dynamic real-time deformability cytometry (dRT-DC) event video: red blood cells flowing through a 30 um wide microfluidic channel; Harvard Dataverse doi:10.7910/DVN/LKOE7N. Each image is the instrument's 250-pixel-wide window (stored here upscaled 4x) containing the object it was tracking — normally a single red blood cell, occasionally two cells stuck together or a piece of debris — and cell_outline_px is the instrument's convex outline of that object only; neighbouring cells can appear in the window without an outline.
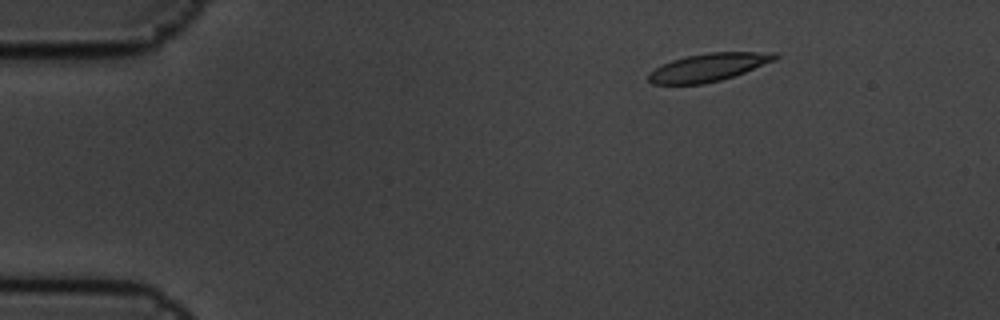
{"species": "common noctule bat (a hibernating species)", "species_latin": "Nyctalus noctula", "temperature_condition": "cold", "stored_images_in_passage": 7, "camera_frame_rate_fps": 3000, "um_per_image_px": 0.085, "animal": {"sex": "male", "body_mass_g": 19.5, "forearm_length_mm": 54.6}, "frame": {"image": 1, "passage_image": 3, "time_ms": 0.667, "image_size_px": [1000, 320], "cell_outline_px": [[780, 56], [776, 60], [744, 72], [720, 80], [704, 84], [652, 84], [648, 80], [648, 72], [672, 60], [688, 56], [708, 52], [780, 52]], "centroid_in_image_um": [60.25, 5.71], "position_along_channel_um": 24.7, "area_um2": 20.52}}
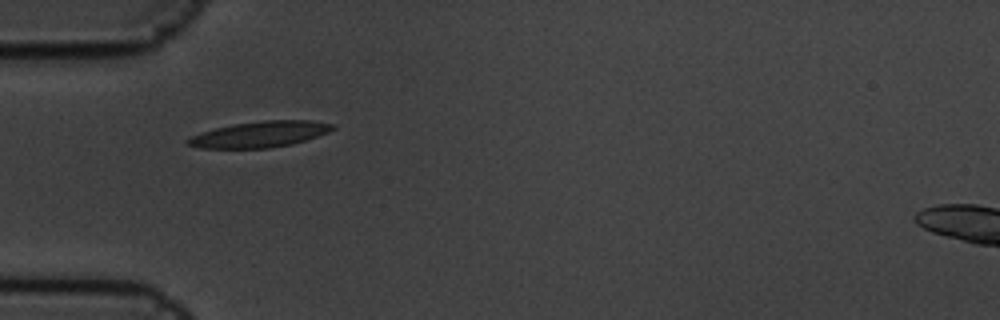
{"frame": {"image": 2, "passage_image": 6, "time_ms": 1.667, "image_size_px": [1000, 320], "cell_outline_px": [[336, 128], [328, 132], [292, 144], [268, 148], [200, 148], [188, 144], [184, 140], [200, 132], [232, 124], [264, 120], [312, 120], [336, 124]], "centroid_in_image_um": [22.1, 11.4], "position_along_channel_um": 62.9, "area_um2": 21.91}}
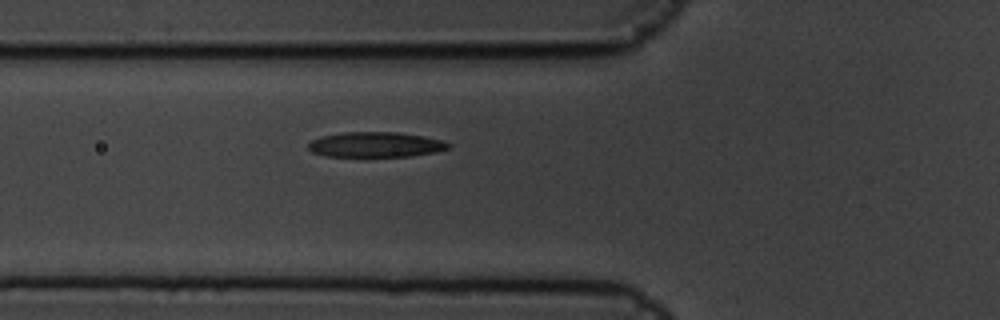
{"frame": {"image": 3, "passage_image": 7, "time_ms": 2.0, "image_size_px": [1000, 320], "cell_outline_px": [[452, 144], [448, 148], [436, 152], [412, 156], [324, 156], [312, 152], [308, 148], [308, 144], [312, 140], [320, 136], [344, 132], [396, 132], [424, 136], [444, 140]], "centroid_in_image_um": [31.94, 12.29], "position_along_channel_um": 93.9, "area_um2": 20.63}}